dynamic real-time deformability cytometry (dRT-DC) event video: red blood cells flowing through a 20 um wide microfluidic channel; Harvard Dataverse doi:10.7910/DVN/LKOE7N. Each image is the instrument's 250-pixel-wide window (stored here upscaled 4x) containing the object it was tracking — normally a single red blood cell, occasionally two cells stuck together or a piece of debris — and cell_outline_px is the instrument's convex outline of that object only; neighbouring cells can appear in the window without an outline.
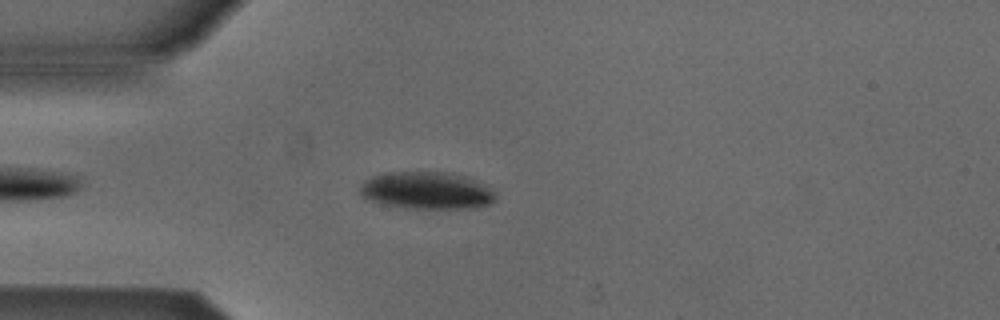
{"species": "Egyptian fruit bat (a non-hibernating species)", "species_latin": "Rousettus aegyptiacus", "temperature_condition": "cold", "stored_images_in_passage": 3, "camera_frame_rate_fps": 3000, "um_per_image_px": 0.085, "animal": {"sex": "male"}, "frame": {"image": 1, "passage_image": 2, "time_ms": 0.333, "image_size_px": [1000, 320], "cell_outline_px": [[496, 200], [492, 204], [476, 208], [404, 208], [364, 200], [360, 192], [360, 188], [364, 180], [372, 176], [384, 172], [452, 172], [488, 184], [496, 192]], "centroid_in_image_um": [36.31, 16.19], "position_along_channel_um": 48.7, "area_um2": 30.11}}